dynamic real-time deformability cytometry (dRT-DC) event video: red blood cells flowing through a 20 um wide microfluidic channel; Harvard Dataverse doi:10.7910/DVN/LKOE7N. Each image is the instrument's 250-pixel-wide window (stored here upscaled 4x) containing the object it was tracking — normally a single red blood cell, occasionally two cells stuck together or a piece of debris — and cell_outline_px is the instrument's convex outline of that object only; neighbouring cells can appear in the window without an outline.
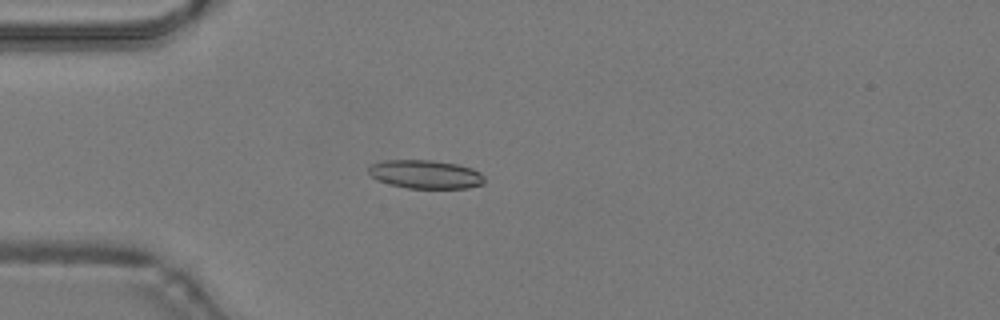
{"species": "common noctule bat (a hibernating species)", "species_latin": "Nyctalus noctula", "temperature_condition": "warm", "stored_images_in_passage": 48, "camera_frame_rate_fps": 3000, "um_per_image_px": 0.085, "animal": {"sex": "male", "body_mass_g": 19.2, "forearm_length_mm": 51.8}, "frame": {"image": 1, "passage_image": 13, "time_ms": 4.0, "image_size_px": [1000, 320], "cell_outline_px": [[484, 184], [468, 188], [408, 188], [376, 180], [368, 172], [368, 168], [372, 164], [384, 160], [432, 160], [456, 164], [472, 168], [480, 172], [484, 176]], "centroid_in_image_um": [36.18, 14.81], "position_along_channel_um": 48.8, "area_um2": 19.25}}
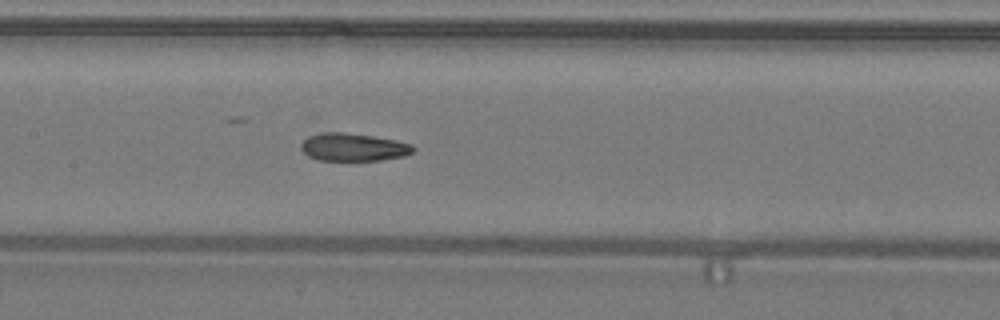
{"frame": {"image": 2, "passage_image": 23, "time_ms": 7.333, "image_size_px": [1000, 320], "cell_outline_px": [[416, 148], [412, 152], [404, 156], [380, 160], [320, 160], [308, 156], [300, 148], [300, 144], [308, 136], [320, 132], [344, 132], [372, 136], [396, 140], [412, 144]], "centroid_in_image_um": [30.02, 12.5], "position_along_channel_um": 177.4, "area_um2": 18.21}}
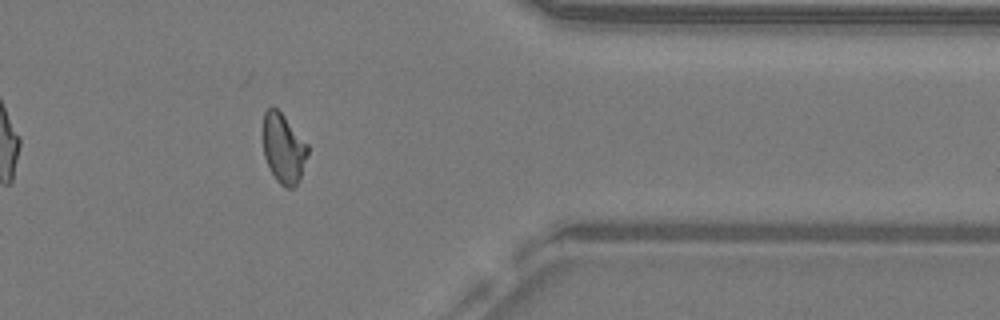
{"frame": {"image": 3, "passage_image": 39, "time_ms": 12.667, "image_size_px": [1000, 320], "cell_outline_px": [[308, 152], [300, 180], [292, 188], [284, 188], [276, 180], [264, 156], [264, 112], [272, 104], [284, 116], [308, 144]], "centroid_in_image_um": [24.11, 12.62], "position_along_channel_um": 387.3, "area_um2": 17.98}, "authors_computed_cell_mechanics": {"area_um2": 18.8428, "velocity_mm_per_s": 4.2653, "shape_relaxation_time_tau1_ms": null, "shape_relaxation_time_tau2_ms": 2.3351, "deformation_change_tau1": null, "deformation_change_tau2": 0.0893}}